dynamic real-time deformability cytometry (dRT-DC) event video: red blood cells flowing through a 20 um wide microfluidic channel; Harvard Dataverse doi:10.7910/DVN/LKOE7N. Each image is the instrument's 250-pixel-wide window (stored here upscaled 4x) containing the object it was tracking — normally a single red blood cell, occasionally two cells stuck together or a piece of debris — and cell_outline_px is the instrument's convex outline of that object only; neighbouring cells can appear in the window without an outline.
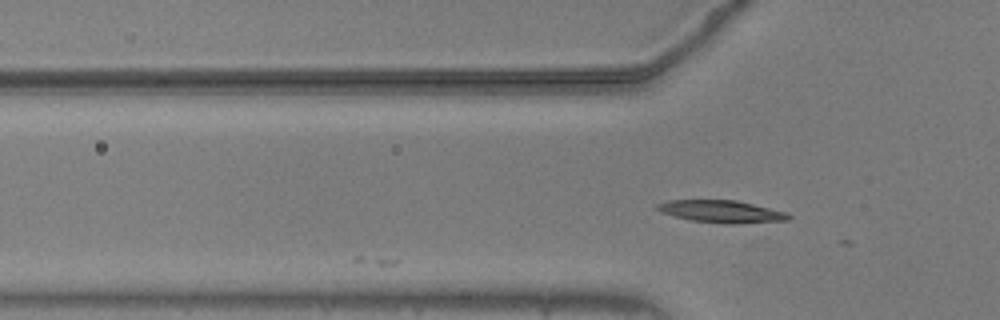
{"species": "common noctule bat (a hibernating species)", "species_latin": "Nyctalus noctula", "temperature_condition": "warm", "stored_images_in_passage": 4, "camera_frame_rate_fps": 3000, "um_per_image_px": 0.085, "animal": {"sex": "male", "body_mass_g": 20.5, "forearm_length_mm": 52.5}, "frame": {"image": 1, "passage_image": 4, "time_ms": 1.0, "image_size_px": [1000, 320], "cell_outline_px": [[792, 216], [788, 220], [736, 224], [724, 224], [692, 220], [660, 212], [656, 208], [656, 204], [668, 200], [736, 200], [784, 212]], "centroid_in_image_um": [61.3, 17.98], "position_along_channel_um": 64.5, "area_um2": 16.88}}